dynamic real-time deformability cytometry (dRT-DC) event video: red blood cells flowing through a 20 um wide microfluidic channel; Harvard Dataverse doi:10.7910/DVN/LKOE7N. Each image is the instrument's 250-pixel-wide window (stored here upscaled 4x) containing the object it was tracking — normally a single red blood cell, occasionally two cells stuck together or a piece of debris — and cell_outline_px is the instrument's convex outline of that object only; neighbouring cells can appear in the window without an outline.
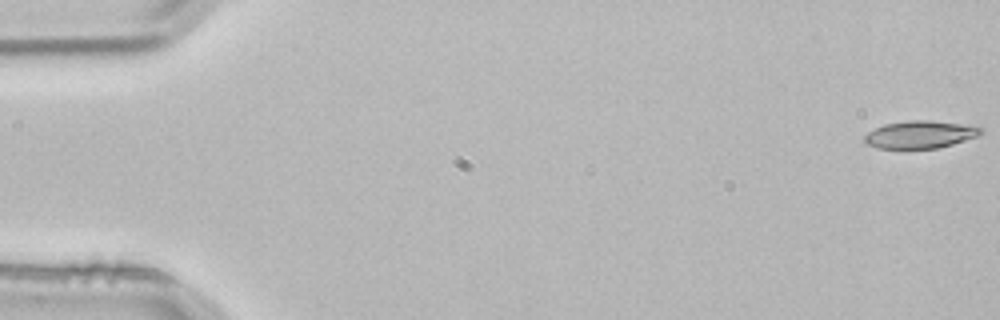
{"species": "common noctule bat (a hibernating species)", "species_latin": "Nyctalus noctula", "temperature_condition": "room temperature", "stored_images_in_passage": 4, "segment_of_instrument_passage": [1, 2], "camera_frame_rate_fps": 3000, "um_per_image_px": 0.085, "animal": {"sex": "male", "body_mass_g": 21.5, "forearm_length_mm": 52.0}, "frame": {"image": 1, "passage_image": 1, "time_ms": 0.0, "image_size_px": [1000, 320], "cell_outline_px": [[984, 132], [976, 136], [952, 144], [936, 148], [904, 152], [876, 148], [868, 144], [864, 140], [864, 136], [868, 132], [884, 124], [908, 120], [928, 120], [980, 124], [984, 128]], "centroid_in_image_um": [78.25, 11.46], "position_along_channel_um": 6.8, "area_um2": 19.83}}